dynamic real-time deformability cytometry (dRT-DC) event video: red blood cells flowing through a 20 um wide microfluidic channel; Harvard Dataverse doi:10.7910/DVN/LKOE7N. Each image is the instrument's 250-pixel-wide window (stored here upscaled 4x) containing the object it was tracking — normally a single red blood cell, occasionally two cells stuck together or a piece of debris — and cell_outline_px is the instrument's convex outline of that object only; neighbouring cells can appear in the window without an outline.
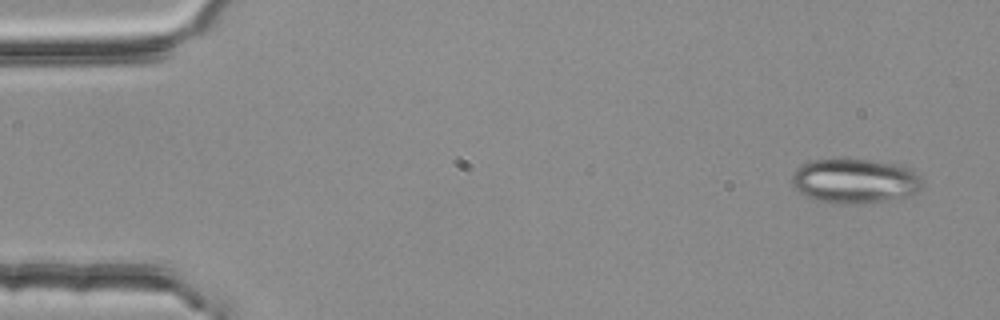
{"species": "common noctule bat (a hibernating species)", "species_latin": "Nyctalus noctula", "temperature_condition": "room temperature", "stored_images_in_passage": 4, "camera_frame_rate_fps": 3000, "um_per_image_px": 0.085, "animal": {"sex": "female", "body_mass_g": 25.1}, "frame": {"image": 1, "passage_image": 1, "time_ms": 0.0, "image_size_px": [1000, 320], "cell_outline_px": [[924, 188], [912, 196], [856, 204], [832, 204], [816, 200], [800, 192], [792, 184], [792, 172], [796, 168], [812, 160], [872, 160], [896, 164], [908, 168], [920, 176], [924, 180]], "centroid_in_image_um": [72.71, 15.4], "position_along_channel_um": 12.3, "area_um2": 34.04}}